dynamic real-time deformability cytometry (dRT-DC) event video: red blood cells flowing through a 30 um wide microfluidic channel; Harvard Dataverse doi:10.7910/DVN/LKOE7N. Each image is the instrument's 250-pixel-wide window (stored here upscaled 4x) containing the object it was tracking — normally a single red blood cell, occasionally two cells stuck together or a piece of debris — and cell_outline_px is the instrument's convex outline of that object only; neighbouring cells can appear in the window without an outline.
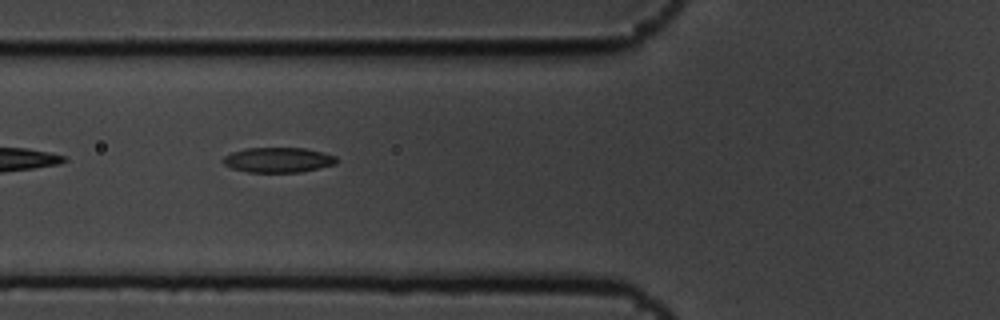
{"species": "common noctule bat (a hibernating species)", "species_latin": "Nyctalus noctula", "temperature_condition": "cold", "stored_images_in_passage": 6, "camera_frame_rate_fps": 3000, "um_per_image_px": 0.085, "animal": {"sex": "male", "body_mass_g": 19.5, "forearm_length_mm": 54.6}, "frame": {"image": 1, "passage_image": 6, "time_ms": 1.667, "image_size_px": [1000, 320], "cell_outline_px": [[340, 160], [336, 164], [300, 172], [248, 172], [232, 168], [224, 164], [220, 160], [224, 156], [232, 152], [244, 148], [304, 148], [324, 152], [336, 156]], "centroid_in_image_um": [23.65, 13.59], "position_along_channel_um": 102.1, "area_um2": 16.7}}